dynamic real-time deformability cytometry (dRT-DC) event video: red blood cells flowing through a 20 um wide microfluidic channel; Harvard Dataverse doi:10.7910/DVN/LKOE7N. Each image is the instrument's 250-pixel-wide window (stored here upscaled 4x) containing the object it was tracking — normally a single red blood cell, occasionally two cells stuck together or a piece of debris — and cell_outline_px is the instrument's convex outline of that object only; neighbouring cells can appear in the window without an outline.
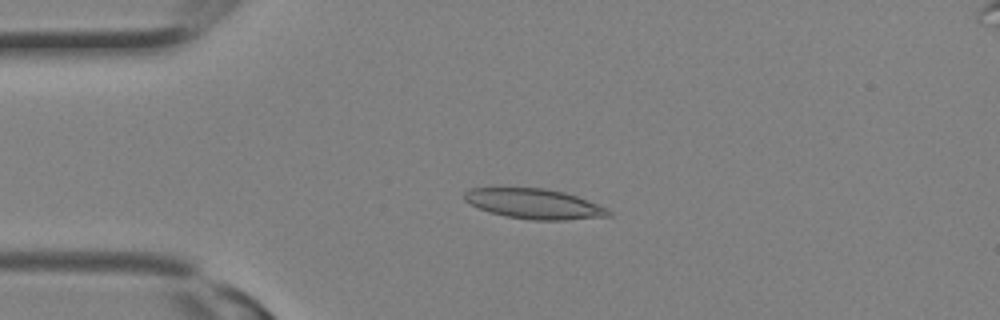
{"species": "Egyptian fruit bat (a non-hibernating species)", "species_latin": "Rousettus aegyptiacus", "temperature_condition": "room temperature", "stored_images_in_passage": 13, "camera_frame_rate_fps": 3000, "um_per_image_px": 0.085, "animal": {"sex": "female"}, "frame": {"image": 1, "passage_image": 6, "time_ms": 1.667, "image_size_px": [1000, 320], "cell_outline_px": [[612, 216], [564, 220], [532, 220], [504, 216], [488, 212], [464, 200], [464, 192], [472, 188], [544, 188], [564, 192], [576, 196], [608, 208], [612, 212]], "centroid_in_image_um": [45.43, 17.33], "position_along_channel_um": 39.6, "area_um2": 25.2}}
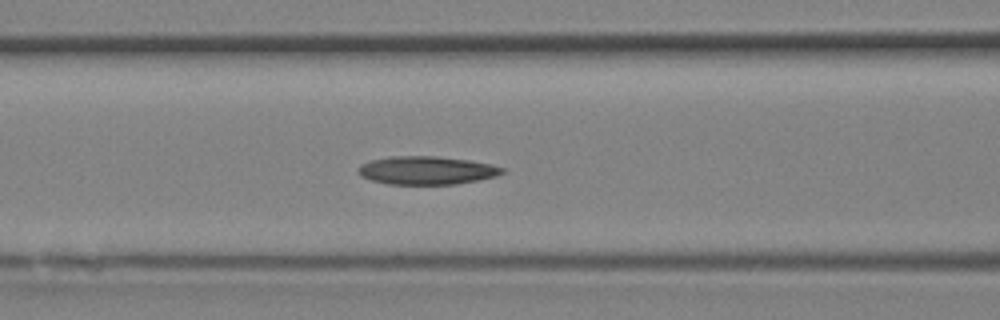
{"frame": {"image": 2, "passage_image": 11, "time_ms": 3.333, "image_size_px": [1000, 320], "cell_outline_px": [[504, 172], [496, 176], [480, 180], [456, 184], [388, 184], [372, 180], [360, 176], [356, 172], [356, 168], [360, 164], [372, 160], [388, 156], [436, 156], [468, 160], [492, 164], [504, 168]], "centroid_in_image_um": [36.24, 14.48], "position_along_channel_um": 130.4, "area_um2": 23.87}}
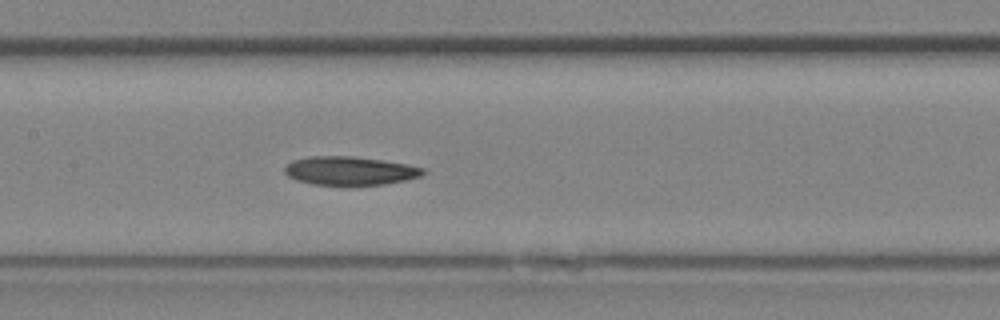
{"frame": {"image": 3, "passage_image": 13, "time_ms": 4.0, "image_size_px": [1000, 320], "cell_outline_px": [[424, 172], [420, 176], [404, 180], [384, 184], [348, 188], [312, 184], [296, 180], [288, 176], [284, 172], [284, 168], [292, 160], [308, 156], [352, 156], [408, 164], [424, 168]], "centroid_in_image_um": [29.69, 14.55], "position_along_channel_um": 177.7, "area_um2": 23.76}}